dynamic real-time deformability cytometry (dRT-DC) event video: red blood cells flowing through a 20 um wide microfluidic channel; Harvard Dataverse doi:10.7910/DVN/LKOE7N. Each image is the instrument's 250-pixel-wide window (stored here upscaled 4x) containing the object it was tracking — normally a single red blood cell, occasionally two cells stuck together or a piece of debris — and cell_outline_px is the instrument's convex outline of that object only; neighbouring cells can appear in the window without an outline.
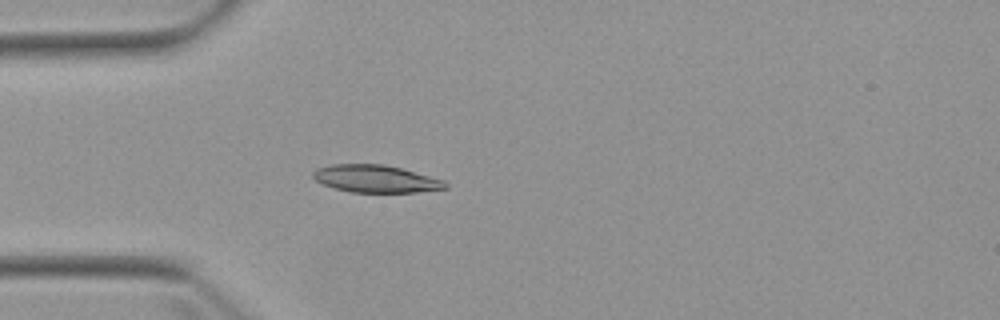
{"species": "Egyptian fruit bat (a non-hibernating species)", "species_latin": "Rousettus aegyptiacus", "temperature_condition": "warm", "stored_images_in_passage": 3, "camera_frame_rate_fps": 3000, "um_per_image_px": 0.085, "animal": {"sex": "female"}, "frame": {"image": 1, "passage_image": 3, "time_ms": 3.0, "image_size_px": [1000, 320], "cell_outline_px": [[448, 188], [416, 192], [352, 192], [336, 188], [324, 184], [316, 180], [312, 176], [312, 172], [316, 168], [332, 164], [384, 164], [400, 168], [444, 180], [448, 184]], "centroid_in_image_um": [31.94, 15.19], "position_along_channel_um": 53.1, "area_um2": 20.98}}